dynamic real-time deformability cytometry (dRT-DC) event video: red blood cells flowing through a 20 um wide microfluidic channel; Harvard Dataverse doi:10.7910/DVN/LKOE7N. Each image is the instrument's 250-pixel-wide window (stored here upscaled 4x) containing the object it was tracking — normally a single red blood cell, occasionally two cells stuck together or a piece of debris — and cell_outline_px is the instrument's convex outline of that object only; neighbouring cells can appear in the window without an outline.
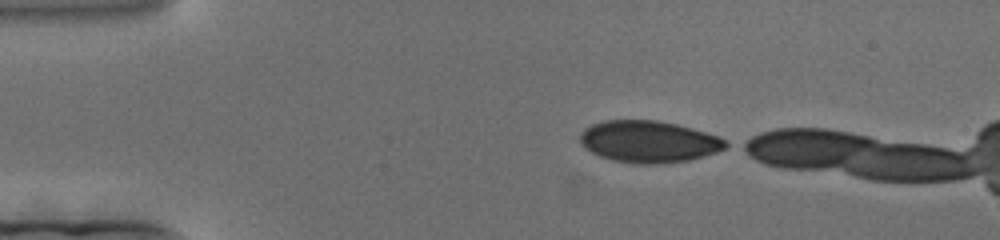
{"species": "human", "species_latin": "Homo sapiens", "temperature_condition": "cold", "stored_images_in_passage": 134, "camera_frame_rate_fps": 3000, "um_per_image_px": 0.085, "donor": {"sex": "female"}, "frame": {"image": 1, "passage_image": 1, "time_ms": 0.0, "image_size_px": [1000, 240], "cell_outline_px": [[732, 144], [728, 148], [704, 156], [688, 160], [656, 164], [636, 164], [612, 160], [600, 156], [584, 148], [580, 144], [580, 132], [584, 128], [592, 124], [604, 120], [656, 120], [676, 124], [692, 128], [716, 136]], "centroid_in_image_um": [55.12, 12.04], "position_along_channel_um": 29.9, "area_um2": 35.6}}
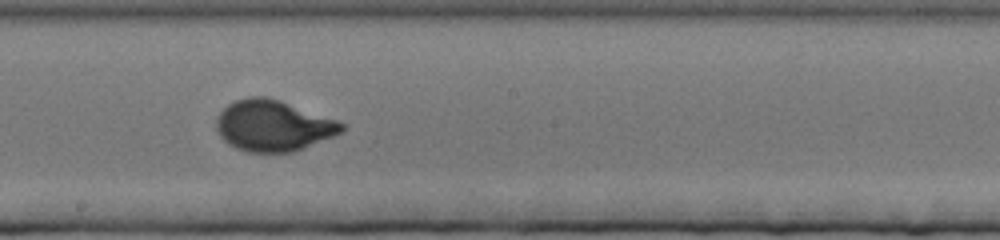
{"frame": {"image": 2, "passage_image": 75, "time_ms": 24.667, "image_size_px": [1000, 240], "cell_outline_px": [[348, 128], [344, 132], [292, 152], [248, 152], [236, 148], [228, 144], [220, 136], [216, 128], [216, 120], [220, 112], [228, 104], [236, 100], [248, 96], [264, 96], [280, 100], [340, 120]], "centroid_in_image_um": [23.25, 10.67], "position_along_channel_um": 224.9, "area_um2": 37.51}}
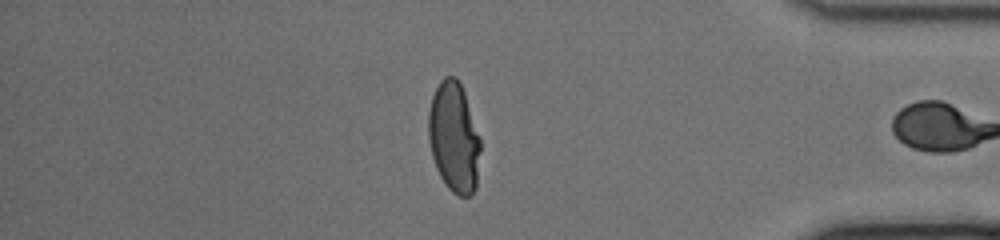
{"frame": {"image": 3, "passage_image": 133, "time_ms": 44.0, "image_size_px": [1000, 240], "cell_outline_px": [[480, 152], [476, 188], [468, 196], [460, 196], [452, 192], [448, 188], [440, 176], [436, 168], [432, 156], [428, 140], [428, 112], [432, 96], [440, 80], [444, 76], [456, 76], [464, 92], [480, 136]], "centroid_in_image_um": [38.58, 11.67], "position_along_channel_um": 396.6, "area_um2": 33.52}}